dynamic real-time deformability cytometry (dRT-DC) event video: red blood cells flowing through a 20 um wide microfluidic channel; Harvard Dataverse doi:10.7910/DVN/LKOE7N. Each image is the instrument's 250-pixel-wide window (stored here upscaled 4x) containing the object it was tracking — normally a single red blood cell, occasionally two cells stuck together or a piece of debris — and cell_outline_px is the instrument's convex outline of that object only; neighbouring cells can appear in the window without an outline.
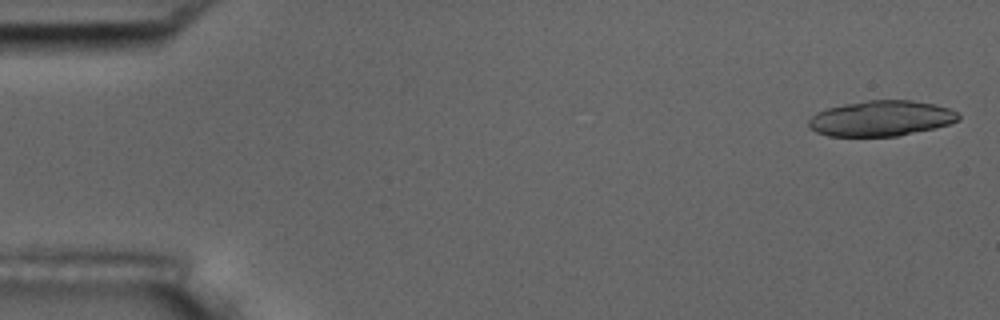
{"species": "common noctule bat (a hibernating species)", "species_latin": "Nyctalus noctula", "temperature_condition": "room temperature", "stored_images_in_passage": 21, "camera_frame_rate_fps": 3000, "um_per_image_px": 0.085, "animal": {"sex": "male", "body_mass_g": 17.5, "forearm_length_mm": 52.3}, "frame": {"image": 1, "passage_image": 2, "time_ms": 0.333, "image_size_px": [1000, 320], "cell_outline_px": [[960, 120], [948, 124], [932, 128], [896, 136], [828, 136], [816, 132], [808, 128], [808, 120], [816, 112], [828, 108], [844, 104], [868, 100], [912, 100], [936, 104], [948, 108], [956, 112], [960, 116]], "centroid_in_image_um": [74.86, 10.06], "position_along_channel_um": 10.1, "area_um2": 30.92}}